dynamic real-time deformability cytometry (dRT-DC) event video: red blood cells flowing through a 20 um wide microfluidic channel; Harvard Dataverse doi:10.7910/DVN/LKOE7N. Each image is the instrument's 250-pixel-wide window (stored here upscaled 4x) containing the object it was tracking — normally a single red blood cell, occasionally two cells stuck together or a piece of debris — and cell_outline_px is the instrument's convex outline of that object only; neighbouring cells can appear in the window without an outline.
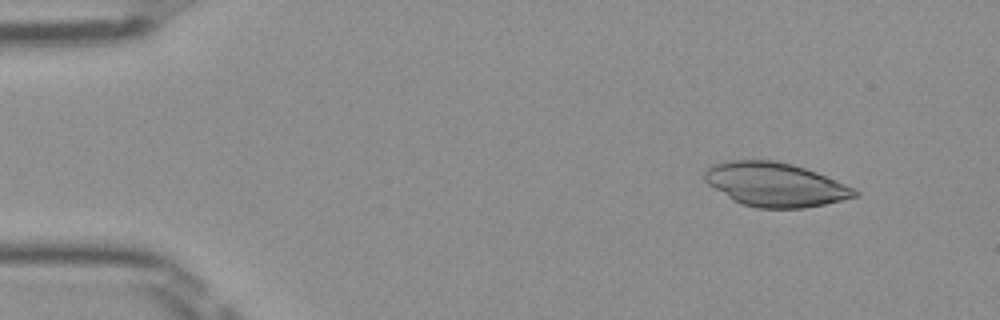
{"species": "Egyptian fruit bat (a non-hibernating species)", "species_latin": "Rousettus aegyptiacus", "temperature_condition": "room temperature", "stored_images_in_passage": 46, "camera_frame_rate_fps": 3000, "um_per_image_px": 0.085, "frame": {"image": 1, "passage_image": 1, "time_ms": 0.0, "image_size_px": [1000, 320], "cell_outline_px": [[860, 196], [824, 204], [804, 208], [756, 208], [732, 200], [708, 184], [704, 180], [704, 172], [712, 164], [728, 160], [772, 160], [792, 164], [816, 172], [852, 188], [860, 192]], "centroid_in_image_um": [65.86, 15.69], "position_along_channel_um": 19.1, "area_um2": 38.21}}